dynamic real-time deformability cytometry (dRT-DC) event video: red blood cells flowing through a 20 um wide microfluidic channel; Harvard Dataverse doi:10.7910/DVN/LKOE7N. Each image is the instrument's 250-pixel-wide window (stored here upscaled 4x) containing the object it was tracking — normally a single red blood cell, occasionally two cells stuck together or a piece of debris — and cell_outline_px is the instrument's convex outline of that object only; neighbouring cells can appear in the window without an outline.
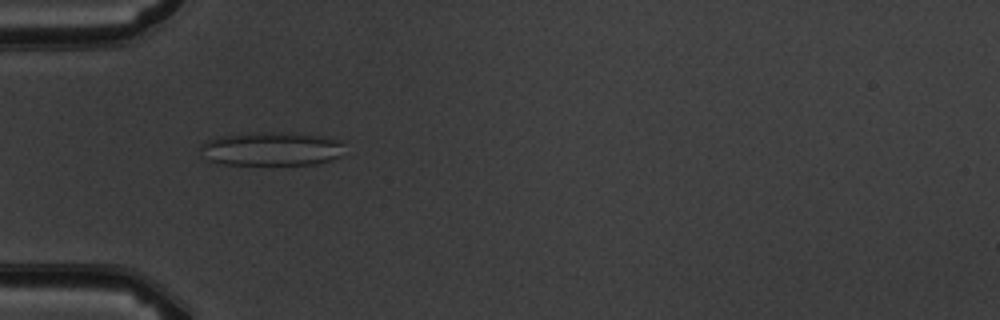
{"species": "common noctule bat (a hibernating species)", "species_latin": "Nyctalus noctula", "temperature_condition": "warm", "stored_images_in_passage": 5, "camera_frame_rate_fps": 3000, "um_per_image_px": 0.085, "animal": {"sex": "male", "body_mass_g": 19.5, "forearm_length_mm": 54.6}, "frame": {"image": 1, "passage_image": 3, "time_ms": 2.333, "image_size_px": [1000, 320], "cell_outline_px": [[348, 140], [340, 156], [332, 160], [316, 164], [224, 164], [208, 160], [200, 148], [200, 144], [208, 140], [220, 136], [248, 132], [288, 132], [324, 136]], "centroid_in_image_um": [23.17, 12.63], "position_along_channel_um": 61.8, "area_um2": 28.84}}
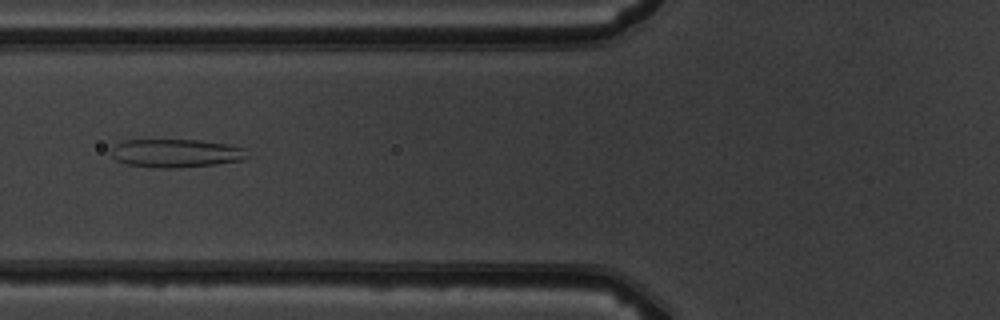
{"frame": {"image": 2, "passage_image": 4, "time_ms": 3.667, "image_size_px": [1000, 320], "cell_outline_px": [[248, 156], [240, 160], [216, 164], [176, 168], [156, 168], [128, 164], [116, 160], [112, 156], [112, 148], [116, 144], [124, 140], [200, 140], [228, 144], [248, 148]], "centroid_in_image_um": [14.99, 13.02], "position_along_channel_um": 110.8, "area_um2": 22.54}}